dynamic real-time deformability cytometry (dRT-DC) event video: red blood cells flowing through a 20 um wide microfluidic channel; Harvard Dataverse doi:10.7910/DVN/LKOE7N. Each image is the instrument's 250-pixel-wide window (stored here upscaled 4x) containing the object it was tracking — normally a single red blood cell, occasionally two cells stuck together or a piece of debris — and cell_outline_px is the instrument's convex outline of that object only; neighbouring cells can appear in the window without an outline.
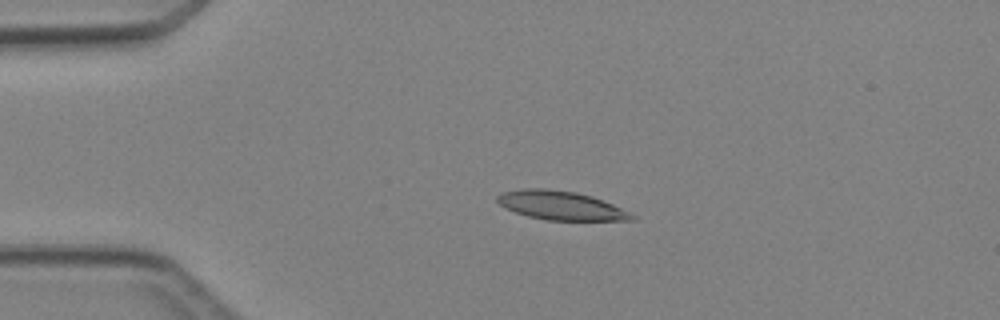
{"species": "Egyptian fruit bat (a non-hibernating species)", "species_latin": "Rousettus aegyptiacus", "temperature_condition": "cold", "stored_images_in_passage": 3, "camera_frame_rate_fps": 3000, "um_per_image_px": 0.085, "animal": {"sex": "female"}, "frame": {"image": 1, "passage_image": 2, "time_ms": 2.0, "image_size_px": [1000, 320], "cell_outline_px": [[636, 220], [548, 220], [528, 216], [504, 208], [496, 200], [496, 196], [500, 192], [520, 188], [548, 188], [576, 192], [592, 196], [612, 204], [636, 216]], "centroid_in_image_um": [47.62, 17.45], "position_along_channel_um": 37.4, "area_um2": 22.66}}